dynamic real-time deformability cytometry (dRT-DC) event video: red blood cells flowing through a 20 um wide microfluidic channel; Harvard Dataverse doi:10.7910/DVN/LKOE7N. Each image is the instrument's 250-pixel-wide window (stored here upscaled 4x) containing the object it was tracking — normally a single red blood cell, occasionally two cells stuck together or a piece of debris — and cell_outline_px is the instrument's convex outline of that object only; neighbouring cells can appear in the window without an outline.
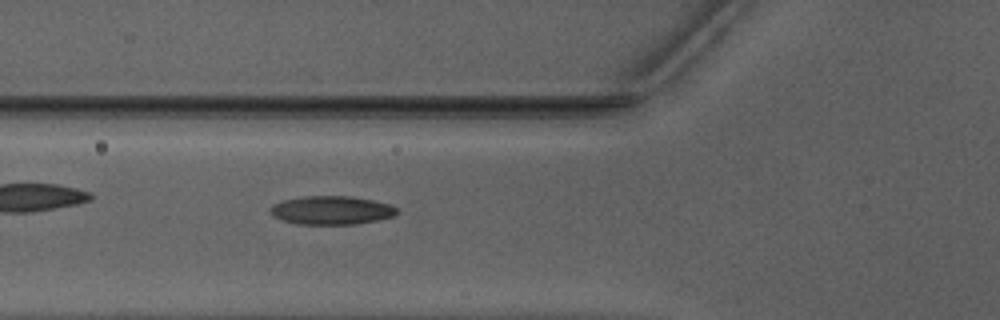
{"species": "Egyptian fruit bat (a non-hibernating species)", "species_latin": "Rousettus aegyptiacus", "temperature_condition": "warm", "stored_images_in_passage": 51, "camera_frame_rate_fps": 3000, "um_per_image_px": 0.085, "animal": {"sex": "male"}, "frame": {"image": 1, "passage_image": 18, "time_ms": 5.667, "image_size_px": [1000, 320], "cell_outline_px": [[396, 212], [392, 216], [376, 220], [356, 224], [296, 224], [280, 220], [272, 216], [272, 204], [284, 200], [304, 196], [352, 196], [392, 204], [396, 208]], "centroid_in_image_um": [28.15, 17.87], "position_along_channel_um": 97.6, "area_um2": 20.98}}
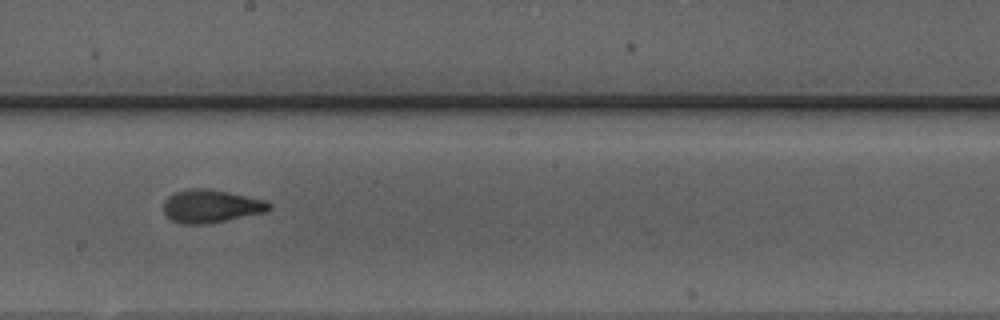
{"frame": {"image": 2, "passage_image": 28, "time_ms": 9.0, "image_size_px": [1000, 320], "cell_outline_px": [[272, 208], [264, 212], [208, 224], [180, 224], [172, 220], [164, 212], [164, 200], [168, 196], [176, 192], [192, 188], [204, 188], [228, 192], [264, 200], [272, 204]], "centroid_in_image_um": [17.92, 17.53], "position_along_channel_um": 230.3, "area_um2": 20.17}}
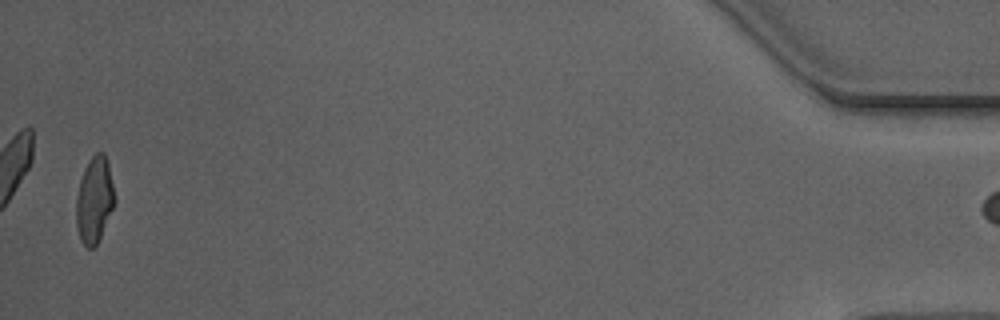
{"frame": {"image": 3, "passage_image": 50, "time_ms": 16.333, "image_size_px": [1000, 320], "cell_outline_px": [[116, 200], [100, 236], [96, 244], [92, 248], [88, 248], [80, 240], [76, 224], [76, 196], [80, 180], [84, 168], [88, 160], [96, 152], [104, 152], [108, 164]], "centroid_in_image_um": [8.01, 16.96], "position_along_channel_um": 427.2, "area_um2": 19.13}}